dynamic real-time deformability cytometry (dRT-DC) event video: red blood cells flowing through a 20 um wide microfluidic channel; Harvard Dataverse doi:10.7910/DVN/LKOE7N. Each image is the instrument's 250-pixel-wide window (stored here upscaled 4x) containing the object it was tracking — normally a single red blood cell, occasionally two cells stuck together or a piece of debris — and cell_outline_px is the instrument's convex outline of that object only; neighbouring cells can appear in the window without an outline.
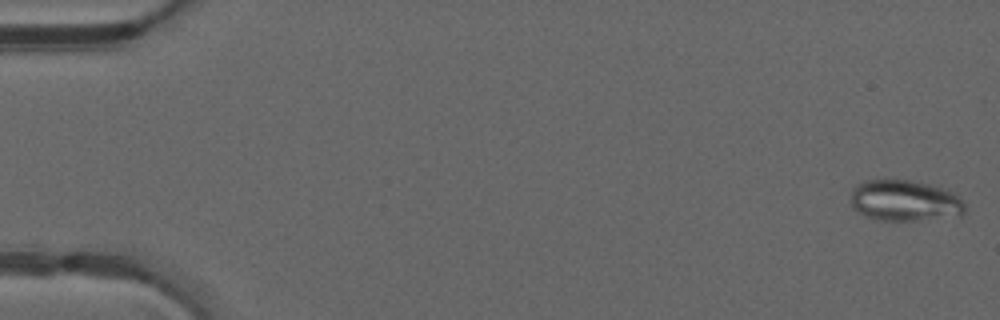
{"species": "common noctule bat (a hibernating species)", "species_latin": "Nyctalus noctula", "temperature_condition": "warm", "stored_images_in_passage": 10, "camera_frame_rate_fps": 3000, "um_per_image_px": 0.085, "animal": {"sex": "male", "forearm_length_mm": 52.5}, "frame": {"image": 1, "passage_image": 1, "time_ms": 0.0, "image_size_px": [1000, 320], "cell_outline_px": [[964, 212], [960, 216], [916, 220], [880, 220], [864, 216], [856, 212], [852, 208], [852, 188], [856, 184], [864, 180], [908, 180], [928, 184], [952, 192], [964, 204]], "centroid_in_image_um": [76.85, 17.06], "position_along_channel_um": 8.2, "area_um2": 27.17}}